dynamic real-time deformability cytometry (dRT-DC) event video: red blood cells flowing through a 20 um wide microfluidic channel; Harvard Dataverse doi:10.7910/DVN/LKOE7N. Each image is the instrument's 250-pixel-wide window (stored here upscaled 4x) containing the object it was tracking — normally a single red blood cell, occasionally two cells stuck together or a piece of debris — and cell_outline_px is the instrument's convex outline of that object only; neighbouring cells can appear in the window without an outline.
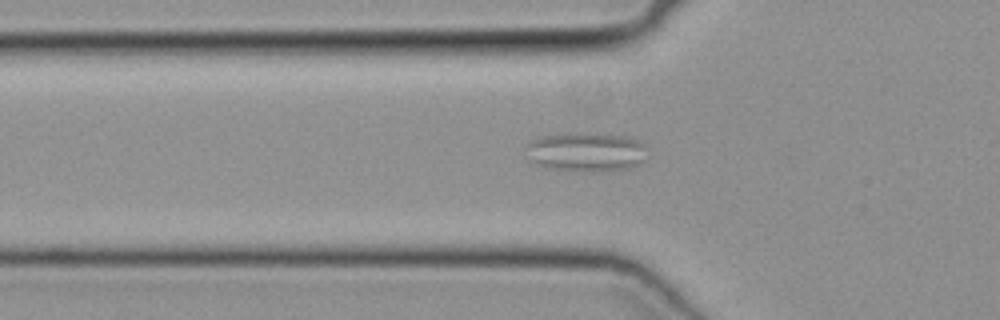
{"species": "common noctule bat (a hibernating species)", "species_latin": "Nyctalus noctula", "temperature_condition": "cold", "stored_images_in_passage": 46, "segment_of_instrument_passage": [1, 3], "camera_frame_rate_fps": 3000, "um_per_image_px": 0.085, "animal": {"sex": "female", "body_mass_g": 19.3, "forearm_length_mm": 54.1}, "frame": {"image": 1, "passage_image": 15, "time_ms": 4.667, "image_size_px": [1000, 320], "cell_outline_px": [[644, 160], [640, 164], [632, 168], [600, 172], [572, 172], [548, 168], [536, 164], [528, 160], [528, 144], [532, 140], [544, 136], [572, 132], [588, 132], [624, 136], [636, 140], [644, 144]], "centroid_in_image_um": [49.81, 12.94], "position_along_channel_um": 76.0, "area_um2": 28.15}}
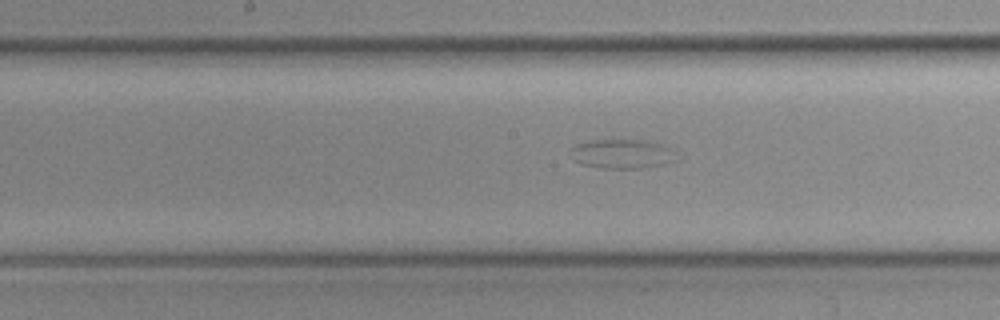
{"frame": {"image": 2, "passage_image": 24, "time_ms": 7.667, "image_size_px": [1000, 320], "cell_outline_px": [[676, 160], [664, 164], [640, 168], [604, 168], [580, 164], [576, 160], [572, 148], [576, 144], [592, 140], [652, 140], [672, 148]], "centroid_in_image_um": [52.94, 13.07], "position_along_channel_um": 195.3, "area_um2": 17.86}}
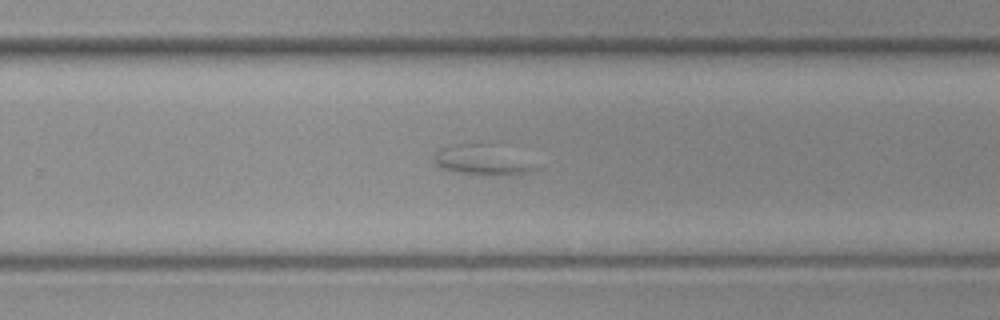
{"frame": {"image": 3, "passage_image": 31, "time_ms": 10.0, "image_size_px": [1000, 320], "cell_outline_px": [[536, 168], [520, 172], [456, 172], [440, 168], [436, 164], [436, 152], [440, 148], [452, 144], [484, 144]], "centroid_in_image_um": [40.59, 13.56], "position_along_channel_um": 289.2, "area_um2": 14.74}}